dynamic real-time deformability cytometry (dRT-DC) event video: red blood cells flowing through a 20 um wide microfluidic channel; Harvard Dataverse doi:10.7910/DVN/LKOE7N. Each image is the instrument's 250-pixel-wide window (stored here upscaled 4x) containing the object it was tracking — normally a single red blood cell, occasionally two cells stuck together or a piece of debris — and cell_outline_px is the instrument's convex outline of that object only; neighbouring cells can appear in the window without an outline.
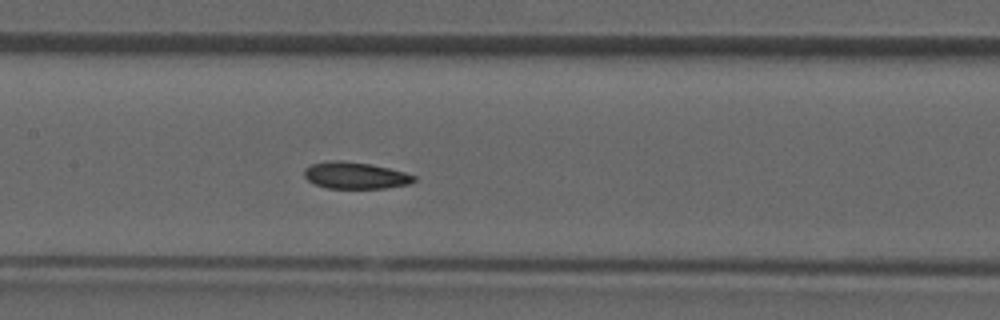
{"species": "common noctule bat (a hibernating species)", "species_latin": "Nyctalus noctula", "temperature_condition": "room temperature", "stored_images_in_passage": 40, "camera_frame_rate_fps": 3000, "um_per_image_px": 0.085, "animal": {"sex": "male", "forearm_length_mm": 52.5}, "frame": {"image": 1, "passage_image": 18, "time_ms": 5.667, "image_size_px": [1000, 320], "cell_outline_px": [[416, 180], [408, 184], [384, 188], [328, 188], [316, 184], [308, 180], [304, 176], [304, 168], [312, 164], [328, 160], [340, 160], [368, 164], [388, 168], [404, 172], [416, 176]], "centroid_in_image_um": [30.18, 14.91], "position_along_channel_um": 177.2, "area_um2": 16.94}}